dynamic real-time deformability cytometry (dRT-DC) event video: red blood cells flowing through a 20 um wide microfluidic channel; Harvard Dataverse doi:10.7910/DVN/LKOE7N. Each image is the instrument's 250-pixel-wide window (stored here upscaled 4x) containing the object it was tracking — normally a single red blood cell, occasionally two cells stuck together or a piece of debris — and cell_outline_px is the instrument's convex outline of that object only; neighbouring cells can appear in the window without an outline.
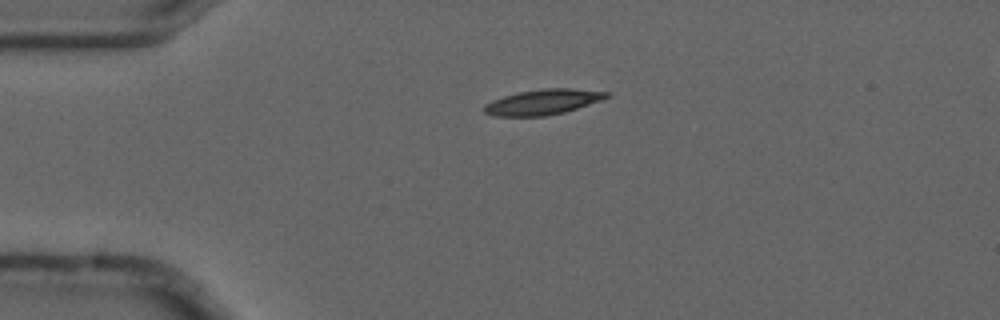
{"species": "common noctule bat (a hibernating species)", "species_latin": "Nyctalus noctula", "temperature_condition": "cold", "stored_images_in_passage": 3, "camera_frame_rate_fps": 3000, "um_per_image_px": 0.085, "animal": {"sex": "male", "forearm_length_mm": 52.5}, "frame": {"image": 1, "passage_image": 1, "time_ms": 0.0, "image_size_px": [1000, 320], "cell_outline_px": [[612, 96], [564, 112], [544, 116], [492, 116], [484, 112], [484, 104], [492, 100], [504, 96], [520, 92], [544, 88], [572, 88], [612, 92]], "centroid_in_image_um": [46.16, 8.66], "position_along_channel_um": 38.8, "area_um2": 18.03}}